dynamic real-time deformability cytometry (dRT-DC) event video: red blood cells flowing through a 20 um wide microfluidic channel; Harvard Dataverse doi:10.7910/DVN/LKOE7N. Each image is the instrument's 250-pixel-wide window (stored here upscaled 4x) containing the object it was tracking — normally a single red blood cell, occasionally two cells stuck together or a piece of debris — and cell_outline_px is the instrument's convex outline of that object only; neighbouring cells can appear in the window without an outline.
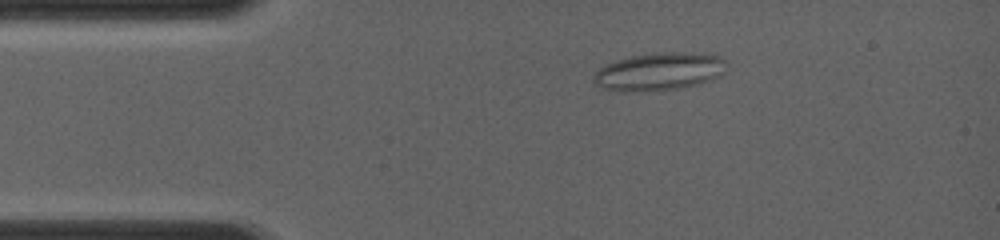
{"species": "common noctule bat (a hibernating species)", "species_latin": "Nyctalus noctula", "temperature_condition": "room temperature", "stored_images_in_passage": 2, "camera_frame_rate_fps": 4000, "um_per_image_px": 0.085, "animal": {"sex": "female", "body_mass_g": 19.0, "forearm_length_mm": 56.7}, "frame": {"image": 1, "passage_image": 1, "time_ms": 0.0, "image_size_px": [1000, 240], "cell_outline_px": [[724, 60], [720, 76], [712, 80], [680, 88], [644, 92], [624, 92], [604, 88], [596, 84], [592, 80], [592, 76], [604, 64], [616, 60], [632, 56], [656, 52], [676, 52], [720, 56]], "centroid_in_image_um": [55.95, 6.1], "position_along_channel_um": 29.1, "area_um2": 29.07}}